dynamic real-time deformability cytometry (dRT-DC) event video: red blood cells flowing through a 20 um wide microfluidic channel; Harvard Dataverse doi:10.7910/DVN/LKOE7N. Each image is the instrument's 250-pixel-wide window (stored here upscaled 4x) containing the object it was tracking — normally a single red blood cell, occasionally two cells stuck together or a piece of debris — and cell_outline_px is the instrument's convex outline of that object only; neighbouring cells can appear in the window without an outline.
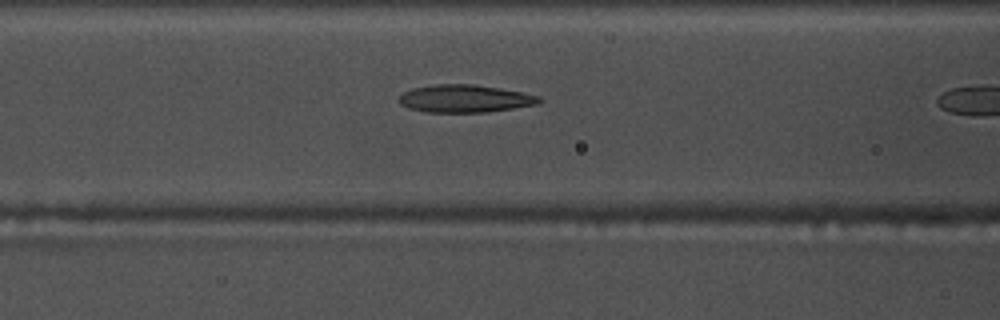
{"species": "common noctule bat (a hibernating species)", "species_latin": "Nyctalus noctula", "temperature_condition": "warm", "stored_images_in_passage": 9, "camera_frame_rate_fps": 3000, "um_per_image_px": 0.085, "animal": {"sex": "male", "body_mass_g": 17.5, "forearm_length_mm": 52.3}, "frame": {"image": 1, "passage_image": 8, "time_ms": 2.333, "image_size_px": [1000, 320], "cell_outline_px": [[544, 100], [536, 104], [512, 108], [484, 112], [428, 112], [408, 108], [400, 104], [396, 100], [404, 92], [412, 88], [436, 84], [472, 84], [500, 88], [540, 96]], "centroid_in_image_um": [39.48, 8.38], "position_along_channel_um": 127.1, "area_um2": 22.48}}